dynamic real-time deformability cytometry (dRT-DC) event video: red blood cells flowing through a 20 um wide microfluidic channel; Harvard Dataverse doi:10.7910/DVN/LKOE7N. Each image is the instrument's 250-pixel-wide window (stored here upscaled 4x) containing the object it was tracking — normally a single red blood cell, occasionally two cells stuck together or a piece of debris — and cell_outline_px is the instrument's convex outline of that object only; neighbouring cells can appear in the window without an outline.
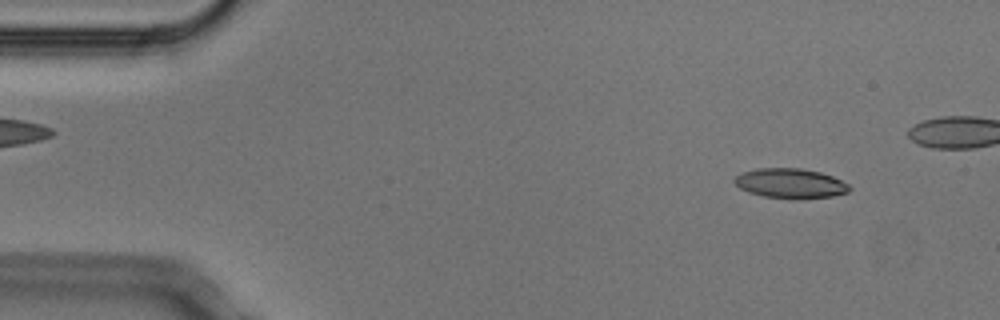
{"species": "Egyptian fruit bat (a non-hibernating species)", "species_latin": "Rousettus aegyptiacus", "temperature_condition": "cold", "stored_images_in_passage": 6, "camera_frame_rate_fps": 3000, "um_per_image_px": 0.085, "animal": {"sex": "male"}, "frame": {"image": 1, "passage_image": 1, "time_ms": 0.0, "image_size_px": [1000, 320], "cell_outline_px": [[852, 188], [848, 192], [832, 196], [792, 200], [764, 196], [748, 192], [740, 188], [732, 180], [736, 176], [744, 172], [756, 168], [800, 168], [820, 172], [832, 176], [848, 184]], "centroid_in_image_um": [67.18, 15.59], "position_along_channel_um": 17.8, "area_um2": 20.06}}
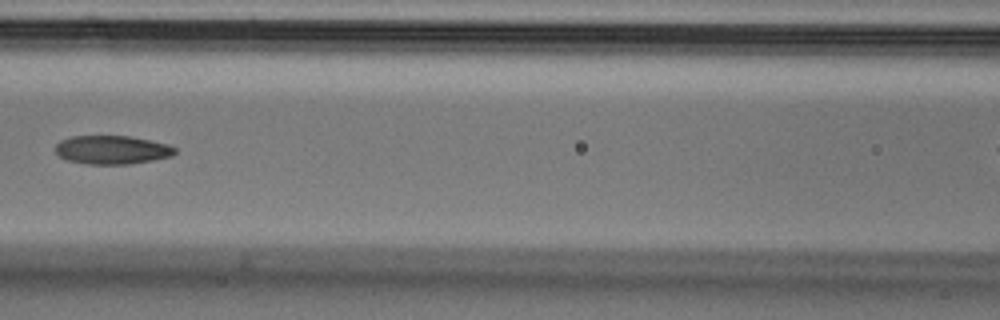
{"frame": {"image": 2, "passage_image": 6, "time_ms": 1.667, "image_size_px": [1000, 320], "cell_outline_px": [[176, 152], [172, 156], [152, 160], [128, 164], [88, 164], [68, 160], [60, 156], [56, 152], [56, 144], [60, 140], [72, 136], [128, 136], [168, 144], [176, 148]], "centroid_in_image_um": [9.52, 12.73], "position_along_channel_um": 157.1, "area_um2": 19.77}}